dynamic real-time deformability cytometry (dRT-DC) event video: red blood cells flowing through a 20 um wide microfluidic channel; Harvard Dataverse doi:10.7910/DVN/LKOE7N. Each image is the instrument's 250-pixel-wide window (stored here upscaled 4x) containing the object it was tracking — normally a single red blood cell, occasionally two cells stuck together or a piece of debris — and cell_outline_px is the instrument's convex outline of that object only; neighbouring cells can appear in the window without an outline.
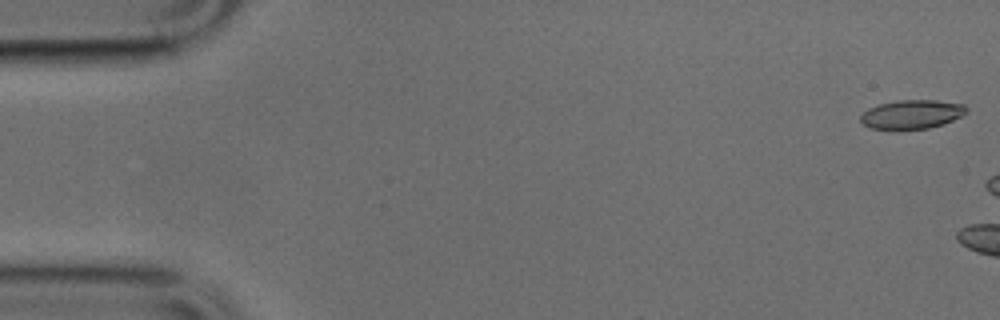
{"species": "common noctule bat (a hibernating species)", "species_latin": "Nyctalus noctula", "temperature_condition": "cold", "stored_images_in_passage": 8, "camera_frame_rate_fps": 3000, "um_per_image_px": 0.085, "animal": {"sex": "male", "body_mass_g": 17.9, "forearm_length_mm": 54.2}, "frame": {"image": 1, "passage_image": 1, "time_ms": 0.0, "image_size_px": [1000, 320], "cell_outline_px": [[968, 112], [944, 124], [928, 128], [900, 132], [892, 132], [868, 128], [860, 120], [860, 116], [868, 108], [876, 104], [896, 100], [936, 100], [964, 104], [968, 108]], "centroid_in_image_um": [77.44, 9.76], "position_along_channel_um": 7.6, "area_um2": 18.73}}